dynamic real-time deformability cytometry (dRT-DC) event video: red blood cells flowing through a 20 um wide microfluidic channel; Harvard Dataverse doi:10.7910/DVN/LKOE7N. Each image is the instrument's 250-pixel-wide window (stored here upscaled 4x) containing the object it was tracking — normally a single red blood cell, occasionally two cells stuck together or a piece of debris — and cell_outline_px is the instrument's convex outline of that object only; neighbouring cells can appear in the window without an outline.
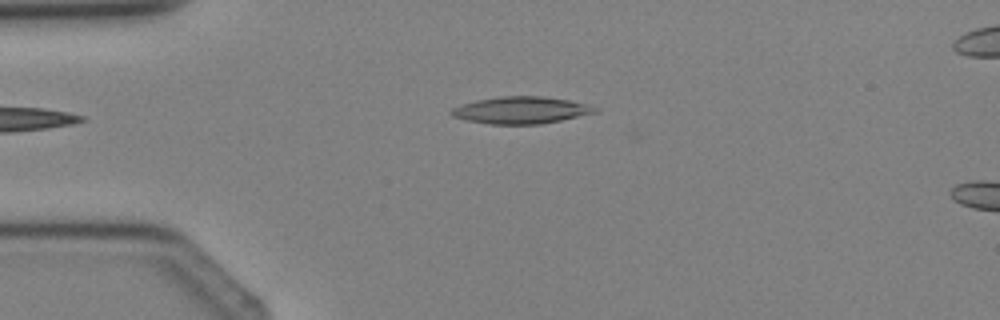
{"species": "Egyptian fruit bat (a non-hibernating species)", "species_latin": "Rousettus aegyptiacus", "temperature_condition": "cold", "stored_images_in_passage": 4, "camera_frame_rate_fps": 3000, "um_per_image_px": 0.085, "animal": {"sex": "female"}, "frame": {"image": 1, "passage_image": 4, "time_ms": 3.333, "image_size_px": [1000, 320], "cell_outline_px": [[600, 108], [596, 112], [560, 120], [540, 124], [488, 124], [464, 120], [452, 116], [448, 112], [452, 108], [460, 104], [476, 100], [500, 96], [540, 96], [568, 100], [588, 104]], "centroid_in_image_um": [44.23, 9.36], "position_along_channel_um": 40.8, "area_um2": 22.66}}